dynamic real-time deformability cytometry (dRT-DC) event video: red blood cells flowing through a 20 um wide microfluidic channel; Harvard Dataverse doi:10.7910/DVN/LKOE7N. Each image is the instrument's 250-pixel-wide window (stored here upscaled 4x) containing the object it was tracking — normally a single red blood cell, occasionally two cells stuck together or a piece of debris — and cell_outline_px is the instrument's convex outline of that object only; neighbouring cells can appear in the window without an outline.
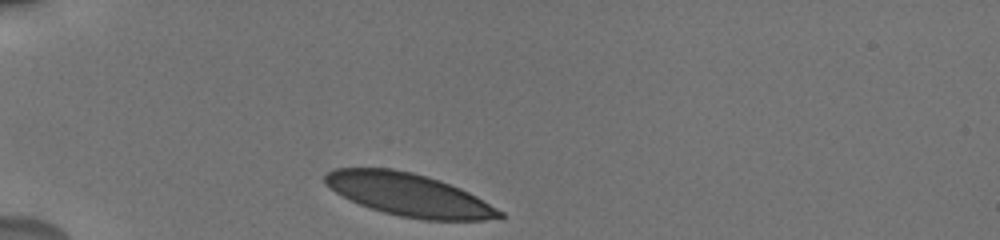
{"species": "human", "species_latin": "Homo sapiens", "temperature_condition": "cold", "stored_images_in_passage": 2, "camera_frame_rate_fps": 3000, "um_per_image_px": 0.085, "donor": {"sex": "male"}, "frame": {"image": 1, "passage_image": 1, "time_ms": 0.0, "image_size_px": [1000, 240], "cell_outline_px": [[504, 216], [484, 220], [424, 220], [400, 216], [384, 212], [360, 204], [336, 192], [324, 180], [324, 176], [328, 172], [336, 168], [392, 168], [412, 172], [440, 180], [460, 188], [476, 196], [504, 212]], "centroid_in_image_um": [34.78, 16.55], "position_along_channel_um": 50.2, "area_um2": 42.89}}